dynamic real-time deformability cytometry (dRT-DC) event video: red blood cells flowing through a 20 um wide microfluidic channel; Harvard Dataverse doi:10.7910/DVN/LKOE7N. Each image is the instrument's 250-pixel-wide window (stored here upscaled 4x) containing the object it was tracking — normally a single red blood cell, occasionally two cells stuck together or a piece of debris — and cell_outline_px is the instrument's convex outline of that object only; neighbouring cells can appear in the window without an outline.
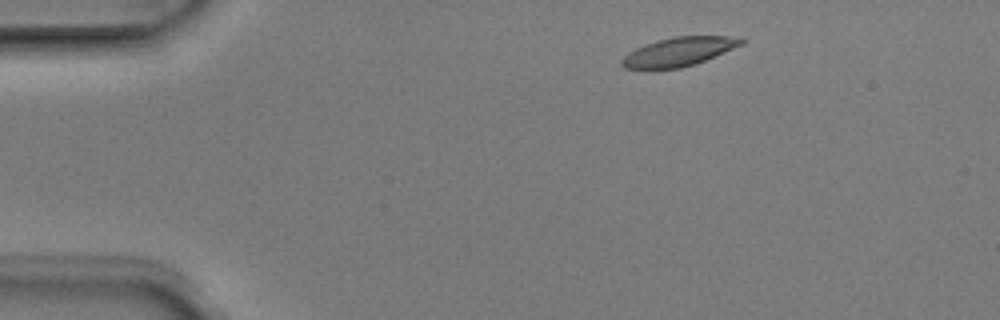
{"species": "Egyptian fruit bat (a non-hibernating species)", "species_latin": "Rousettus aegyptiacus", "temperature_condition": "room temperature", "stored_images_in_passage": 4, "camera_frame_rate_fps": 3000, "um_per_image_px": 0.085, "animal": {"sex": "male"}, "frame": {"image": 1, "passage_image": 1, "time_ms": 0.0, "image_size_px": [1000, 320], "cell_outline_px": [[748, 40], [744, 44], [704, 60], [680, 68], [624, 68], [620, 64], [620, 60], [628, 52], [644, 44], [656, 40], [676, 36], [728, 36]], "centroid_in_image_um": [57.68, 4.37], "position_along_channel_um": 27.3, "area_um2": 19.83}}